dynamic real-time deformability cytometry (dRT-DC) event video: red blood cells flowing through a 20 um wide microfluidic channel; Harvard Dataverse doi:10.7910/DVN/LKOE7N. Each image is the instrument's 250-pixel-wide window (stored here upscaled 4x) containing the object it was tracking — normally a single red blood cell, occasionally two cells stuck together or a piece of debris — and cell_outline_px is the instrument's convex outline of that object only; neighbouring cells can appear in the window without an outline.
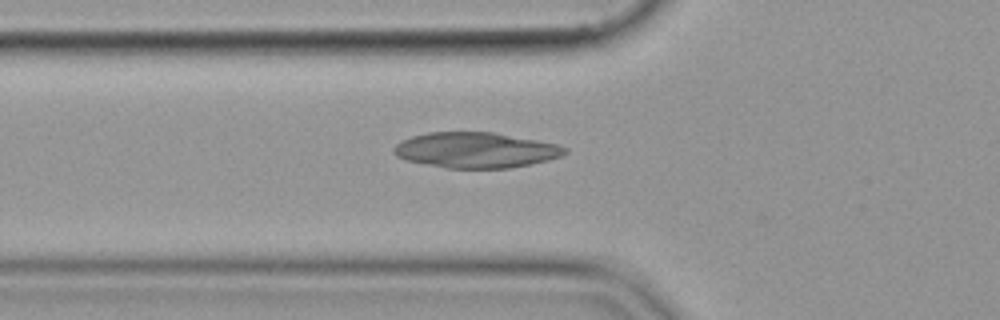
{"species": "common noctule bat (a hibernating species)", "species_latin": "Nyctalus noctula", "temperature_condition": "cold", "stored_images_in_passage": 38, "camera_frame_rate_fps": 3000, "um_per_image_px": 0.085, "animal": {"sex": "female", "body_mass_g": 19.9}, "frame": {"image": 1, "passage_image": 3, "time_ms": 0.667, "image_size_px": [1000, 320], "cell_outline_px": [[568, 152], [560, 156], [548, 160], [508, 168], [448, 168], [404, 160], [396, 156], [392, 152], [392, 148], [396, 144], [412, 136], [428, 132], [492, 132], [536, 140], [556, 144], [568, 148]], "centroid_in_image_um": [40.4, 12.76], "position_along_channel_um": 85.4, "area_um2": 35.2}}
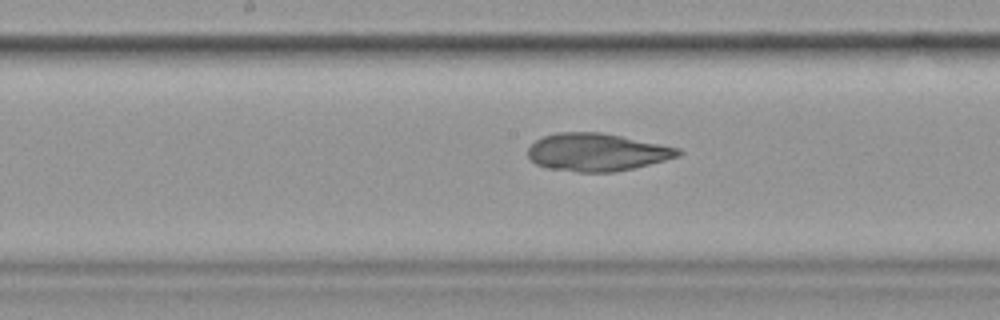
{"frame": {"image": 2, "passage_image": 12, "time_ms": 3.667, "image_size_px": [1000, 320], "cell_outline_px": [[684, 152], [680, 156], [632, 168], [612, 172], [580, 172], [544, 168], [536, 164], [528, 156], [528, 148], [536, 140], [544, 136], [556, 132], [600, 132], [680, 148]], "centroid_in_image_um": [50.71, 12.94], "position_along_channel_um": 197.5, "area_um2": 32.89}}
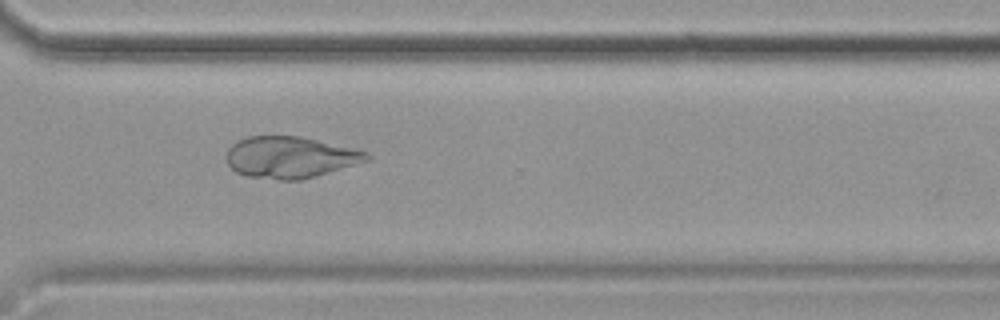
{"frame": {"image": 3, "passage_image": 24, "time_ms": 7.667, "image_size_px": [1000, 320], "cell_outline_px": [[372, 156], [368, 160], [316, 176], [300, 180], [280, 180], [244, 176], [236, 172], [228, 164], [224, 156], [228, 148], [232, 144], [248, 136], [300, 136], [352, 148], [368, 152]], "centroid_in_image_um": [24.62, 13.37], "position_along_channel_um": 346.0, "area_um2": 33.93}}